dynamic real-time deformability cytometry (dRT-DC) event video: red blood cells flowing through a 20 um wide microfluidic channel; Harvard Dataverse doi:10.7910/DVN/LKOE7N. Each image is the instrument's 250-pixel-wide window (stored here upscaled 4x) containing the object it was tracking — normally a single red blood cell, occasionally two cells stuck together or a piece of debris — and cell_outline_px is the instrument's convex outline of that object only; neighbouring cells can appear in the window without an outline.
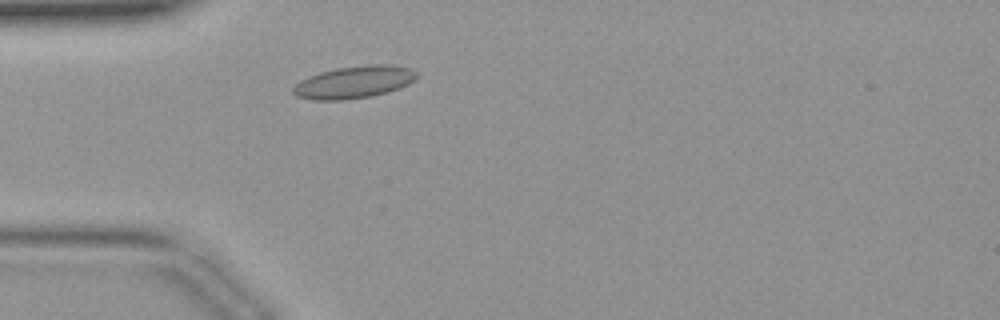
{"species": "common noctule bat (a hibernating species)", "species_latin": "Nyctalus noctula", "temperature_condition": "warm", "stored_images_in_passage": 31, "camera_frame_rate_fps": 3000, "um_per_image_px": 0.085, "animal": {"sex": "female", "body_mass_g": 19.9}, "frame": {"image": 1, "passage_image": 1, "time_ms": 0.0, "image_size_px": [1000, 320], "cell_outline_px": [[416, 76], [408, 84], [388, 92], [372, 96], [344, 100], [312, 100], [296, 96], [292, 92], [292, 88], [300, 80], [308, 76], [320, 72], [336, 68], [368, 64], [392, 64], [412, 68], [416, 72]], "centroid_in_image_um": [30.07, 6.98], "position_along_channel_um": 54.9, "area_um2": 23.41}}